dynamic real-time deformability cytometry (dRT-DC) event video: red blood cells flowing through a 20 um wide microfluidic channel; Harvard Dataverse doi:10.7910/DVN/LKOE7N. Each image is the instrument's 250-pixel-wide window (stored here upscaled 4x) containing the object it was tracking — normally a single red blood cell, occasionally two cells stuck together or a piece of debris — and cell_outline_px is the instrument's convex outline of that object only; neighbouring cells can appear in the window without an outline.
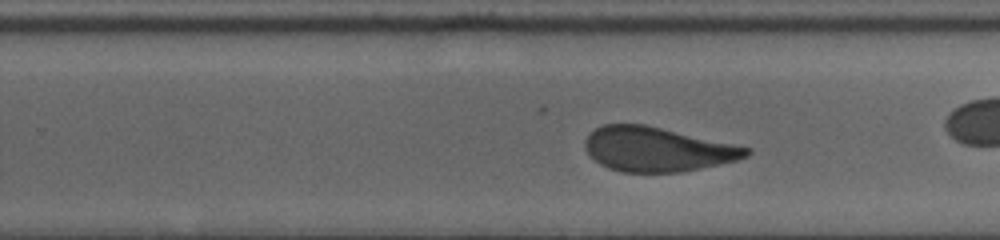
{"species": "human", "species_latin": "Homo sapiens", "temperature_condition": "cold", "stored_images_in_passage": 29, "camera_frame_rate_fps": 3000, "um_per_image_px": 0.085, "donor": {"sex": "female"}, "frame": {"image": 1, "passage_image": 17, "time_ms": 5.333, "image_size_px": [1000, 240], "cell_outline_px": [[752, 152], [748, 156], [736, 160], [680, 172], [620, 172], [608, 168], [600, 164], [588, 152], [584, 144], [584, 140], [596, 128], [604, 124], [644, 124], [752, 148]], "centroid_in_image_um": [55.86, 12.69], "position_along_channel_um": 273.9, "area_um2": 41.33}}
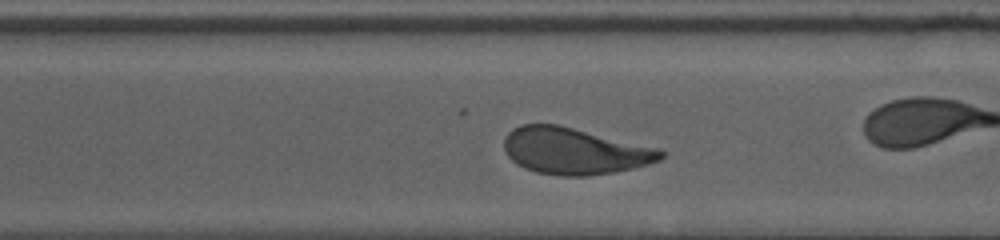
{"frame": {"image": 2, "passage_image": 21, "time_ms": 6.667, "image_size_px": [1000, 240], "cell_outline_px": [[664, 156], [660, 160], [648, 164], [632, 168], [612, 172], [588, 176], [560, 176], [536, 172], [524, 168], [516, 164], [508, 156], [504, 148], [504, 140], [508, 132], [512, 128], [524, 124], [560, 124], [660, 148], [664, 152]], "centroid_in_image_um": [48.83, 12.83], "position_along_channel_um": 321.8, "area_um2": 42.83}, "authors_computed_cell_mechanics": {"area_um2": 43.1188, "velocity_mm_per_s": 3.6084, "shape_relaxation_time_tau1_ms": 5.7992, "shape_relaxation_time_tau2_ms": 0.8952, "deformation_change_tau1": 0.1551, "deformation_change_tau2": 0.0519}}